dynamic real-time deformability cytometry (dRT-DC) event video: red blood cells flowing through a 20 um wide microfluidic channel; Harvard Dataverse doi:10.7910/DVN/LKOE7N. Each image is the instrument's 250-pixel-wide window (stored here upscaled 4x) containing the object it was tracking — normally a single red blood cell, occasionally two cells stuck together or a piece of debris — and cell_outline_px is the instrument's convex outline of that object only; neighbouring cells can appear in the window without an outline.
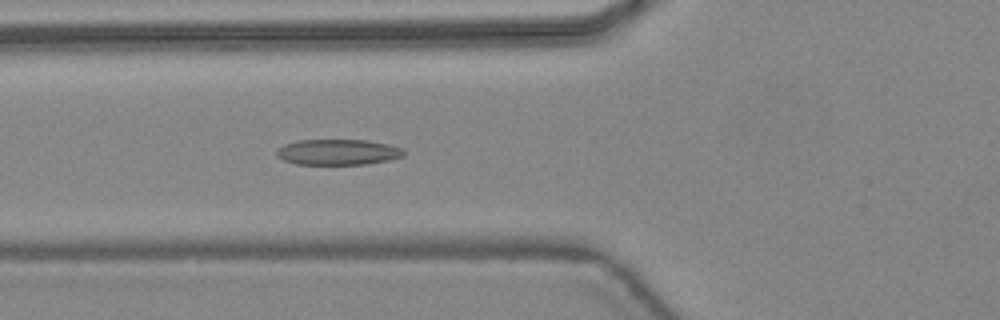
{"species": "common noctule bat (a hibernating species)", "species_latin": "Nyctalus noctula", "temperature_condition": "warm", "stored_images_in_passage": 43, "camera_frame_rate_fps": 3000, "um_per_image_px": 0.085, "animal": {"sex": "female", "body_mass_g": 24.6, "forearm_length_mm": 56.2}, "frame": {"image": 1, "passage_image": 19, "time_ms": 6.0, "image_size_px": [1000, 320], "cell_outline_px": [[404, 156], [388, 160], [364, 164], [296, 164], [284, 160], [276, 156], [276, 152], [284, 144], [296, 140], [364, 140], [388, 144], [404, 148]], "centroid_in_image_um": [28.72, 12.92], "position_along_channel_um": 97.1, "area_um2": 18.96}}
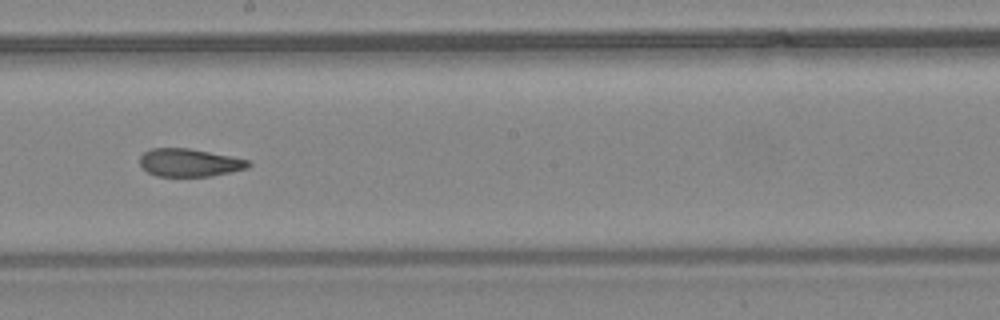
{"frame": {"image": 2, "passage_image": 28, "time_ms": 9.0, "image_size_px": [1000, 320], "cell_outline_px": [[252, 164], [248, 168], [212, 176], [156, 176], [148, 172], [140, 164], [140, 156], [144, 152], [152, 148], [188, 148], [232, 156], [248, 160]], "centroid_in_image_um": [16.11, 13.82], "position_along_channel_um": 232.1, "area_um2": 17.63}}
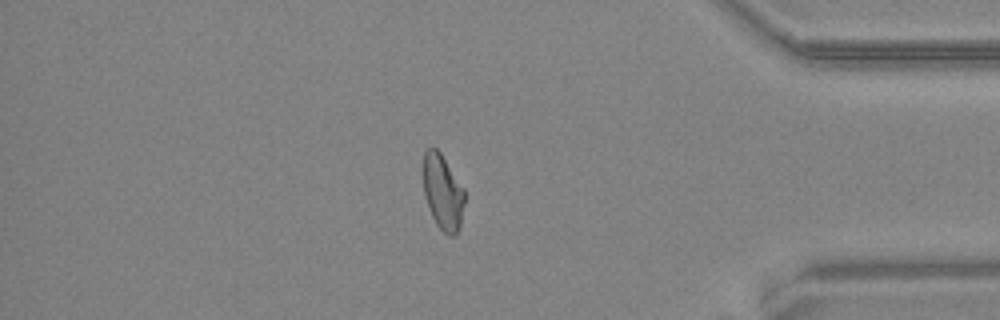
{"frame": {"image": 3, "passage_image": 41, "time_ms": 13.333, "image_size_px": [1000, 320], "cell_outline_px": [[464, 204], [460, 224], [456, 236], [448, 236], [436, 224], [432, 216], [424, 196], [424, 152], [432, 144], [440, 152], [464, 188]], "centroid_in_image_um": [37.64, 16.33], "position_along_channel_um": 397.6, "area_um2": 18.09}}